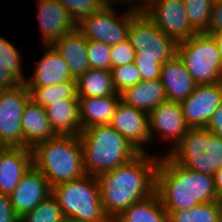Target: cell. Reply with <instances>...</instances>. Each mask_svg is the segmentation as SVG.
Wrapping results in <instances>:
<instances>
[{
    "label": "cell",
    "mask_w": 222,
    "mask_h": 222,
    "mask_svg": "<svg viewBox=\"0 0 222 222\" xmlns=\"http://www.w3.org/2000/svg\"><path fill=\"white\" fill-rule=\"evenodd\" d=\"M87 58L90 68L111 70V46L88 40Z\"/></svg>",
    "instance_id": "836d02e7"
},
{
    "label": "cell",
    "mask_w": 222,
    "mask_h": 222,
    "mask_svg": "<svg viewBox=\"0 0 222 222\" xmlns=\"http://www.w3.org/2000/svg\"><path fill=\"white\" fill-rule=\"evenodd\" d=\"M215 202L217 204L218 211L222 220V195L217 196Z\"/></svg>",
    "instance_id": "b9f144b4"
},
{
    "label": "cell",
    "mask_w": 222,
    "mask_h": 222,
    "mask_svg": "<svg viewBox=\"0 0 222 222\" xmlns=\"http://www.w3.org/2000/svg\"><path fill=\"white\" fill-rule=\"evenodd\" d=\"M110 71L114 88L118 94L141 81L140 72L134 62L112 68Z\"/></svg>",
    "instance_id": "1f68e13d"
},
{
    "label": "cell",
    "mask_w": 222,
    "mask_h": 222,
    "mask_svg": "<svg viewBox=\"0 0 222 222\" xmlns=\"http://www.w3.org/2000/svg\"><path fill=\"white\" fill-rule=\"evenodd\" d=\"M52 194V187L45 176L34 166L24 174L9 195L13 209L21 218Z\"/></svg>",
    "instance_id": "5bb4252c"
},
{
    "label": "cell",
    "mask_w": 222,
    "mask_h": 222,
    "mask_svg": "<svg viewBox=\"0 0 222 222\" xmlns=\"http://www.w3.org/2000/svg\"><path fill=\"white\" fill-rule=\"evenodd\" d=\"M78 97H103L118 95L110 70L89 68L76 79Z\"/></svg>",
    "instance_id": "4316f807"
},
{
    "label": "cell",
    "mask_w": 222,
    "mask_h": 222,
    "mask_svg": "<svg viewBox=\"0 0 222 222\" xmlns=\"http://www.w3.org/2000/svg\"><path fill=\"white\" fill-rule=\"evenodd\" d=\"M137 0H134V2L137 4L136 2ZM157 0H141L138 5H133L132 6V9L134 11H137V12H143L145 9H147L152 3L156 2ZM143 3V4H142ZM146 3V4H145Z\"/></svg>",
    "instance_id": "ab89813d"
},
{
    "label": "cell",
    "mask_w": 222,
    "mask_h": 222,
    "mask_svg": "<svg viewBox=\"0 0 222 222\" xmlns=\"http://www.w3.org/2000/svg\"><path fill=\"white\" fill-rule=\"evenodd\" d=\"M50 127L58 136H79L82 127L78 99H62L45 107Z\"/></svg>",
    "instance_id": "7402d4cb"
},
{
    "label": "cell",
    "mask_w": 222,
    "mask_h": 222,
    "mask_svg": "<svg viewBox=\"0 0 222 222\" xmlns=\"http://www.w3.org/2000/svg\"><path fill=\"white\" fill-rule=\"evenodd\" d=\"M32 165V148L5 147L0 152V194L10 195Z\"/></svg>",
    "instance_id": "e0dca14e"
},
{
    "label": "cell",
    "mask_w": 222,
    "mask_h": 222,
    "mask_svg": "<svg viewBox=\"0 0 222 222\" xmlns=\"http://www.w3.org/2000/svg\"><path fill=\"white\" fill-rule=\"evenodd\" d=\"M63 222H90V221H81L74 218H64Z\"/></svg>",
    "instance_id": "ee69618b"
},
{
    "label": "cell",
    "mask_w": 222,
    "mask_h": 222,
    "mask_svg": "<svg viewBox=\"0 0 222 222\" xmlns=\"http://www.w3.org/2000/svg\"><path fill=\"white\" fill-rule=\"evenodd\" d=\"M112 5L113 3L105 4L99 11L77 23V29L87 40L112 46L128 39L130 23L140 12L130 8L119 17Z\"/></svg>",
    "instance_id": "9c48e42d"
},
{
    "label": "cell",
    "mask_w": 222,
    "mask_h": 222,
    "mask_svg": "<svg viewBox=\"0 0 222 222\" xmlns=\"http://www.w3.org/2000/svg\"><path fill=\"white\" fill-rule=\"evenodd\" d=\"M143 14L177 43L197 34L188 20L183 0H157Z\"/></svg>",
    "instance_id": "8fae6325"
},
{
    "label": "cell",
    "mask_w": 222,
    "mask_h": 222,
    "mask_svg": "<svg viewBox=\"0 0 222 222\" xmlns=\"http://www.w3.org/2000/svg\"><path fill=\"white\" fill-rule=\"evenodd\" d=\"M166 154L187 169L213 176L222 168V137L206 127L189 128Z\"/></svg>",
    "instance_id": "52a82bcc"
},
{
    "label": "cell",
    "mask_w": 222,
    "mask_h": 222,
    "mask_svg": "<svg viewBox=\"0 0 222 222\" xmlns=\"http://www.w3.org/2000/svg\"><path fill=\"white\" fill-rule=\"evenodd\" d=\"M110 125L140 153L146 152L143 145L150 142L147 112L133 108L120 100Z\"/></svg>",
    "instance_id": "4fadbf2b"
},
{
    "label": "cell",
    "mask_w": 222,
    "mask_h": 222,
    "mask_svg": "<svg viewBox=\"0 0 222 222\" xmlns=\"http://www.w3.org/2000/svg\"><path fill=\"white\" fill-rule=\"evenodd\" d=\"M51 46L63 57L75 79L90 68L87 58L88 40L77 28L54 41Z\"/></svg>",
    "instance_id": "ffe728a7"
},
{
    "label": "cell",
    "mask_w": 222,
    "mask_h": 222,
    "mask_svg": "<svg viewBox=\"0 0 222 222\" xmlns=\"http://www.w3.org/2000/svg\"><path fill=\"white\" fill-rule=\"evenodd\" d=\"M213 3L221 2L222 0H211Z\"/></svg>",
    "instance_id": "bcb514c9"
},
{
    "label": "cell",
    "mask_w": 222,
    "mask_h": 222,
    "mask_svg": "<svg viewBox=\"0 0 222 222\" xmlns=\"http://www.w3.org/2000/svg\"><path fill=\"white\" fill-rule=\"evenodd\" d=\"M30 99L24 83L0 90V141L5 147L23 148L21 120Z\"/></svg>",
    "instance_id": "30bf717a"
},
{
    "label": "cell",
    "mask_w": 222,
    "mask_h": 222,
    "mask_svg": "<svg viewBox=\"0 0 222 222\" xmlns=\"http://www.w3.org/2000/svg\"><path fill=\"white\" fill-rule=\"evenodd\" d=\"M128 40L135 50L134 63L144 81L159 79L162 64L177 54L178 43L165 35L143 12L131 21Z\"/></svg>",
    "instance_id": "277c9868"
},
{
    "label": "cell",
    "mask_w": 222,
    "mask_h": 222,
    "mask_svg": "<svg viewBox=\"0 0 222 222\" xmlns=\"http://www.w3.org/2000/svg\"><path fill=\"white\" fill-rule=\"evenodd\" d=\"M221 104L222 81L197 85L194 91L180 102L183 116L190 128L206 127Z\"/></svg>",
    "instance_id": "7c38bea8"
},
{
    "label": "cell",
    "mask_w": 222,
    "mask_h": 222,
    "mask_svg": "<svg viewBox=\"0 0 222 222\" xmlns=\"http://www.w3.org/2000/svg\"><path fill=\"white\" fill-rule=\"evenodd\" d=\"M47 52L38 61L34 75L24 84L31 92L35 87L52 86L66 80H76L68 68L67 63L51 45H45Z\"/></svg>",
    "instance_id": "d6986e66"
},
{
    "label": "cell",
    "mask_w": 222,
    "mask_h": 222,
    "mask_svg": "<svg viewBox=\"0 0 222 222\" xmlns=\"http://www.w3.org/2000/svg\"><path fill=\"white\" fill-rule=\"evenodd\" d=\"M106 1V3H111V2H113L114 4H115V1H116V3L117 2H122V3H124V2H126V3H128L129 4V2H131L130 4H132V2H134V0H105ZM128 1V2H127Z\"/></svg>",
    "instance_id": "7bdbcfd3"
},
{
    "label": "cell",
    "mask_w": 222,
    "mask_h": 222,
    "mask_svg": "<svg viewBox=\"0 0 222 222\" xmlns=\"http://www.w3.org/2000/svg\"><path fill=\"white\" fill-rule=\"evenodd\" d=\"M168 222H222L215 201L201 203L191 209L167 211Z\"/></svg>",
    "instance_id": "f1b7e54d"
},
{
    "label": "cell",
    "mask_w": 222,
    "mask_h": 222,
    "mask_svg": "<svg viewBox=\"0 0 222 222\" xmlns=\"http://www.w3.org/2000/svg\"><path fill=\"white\" fill-rule=\"evenodd\" d=\"M59 204L64 218L90 222H111L105 214L96 177L62 182L52 187L51 194Z\"/></svg>",
    "instance_id": "8992f818"
},
{
    "label": "cell",
    "mask_w": 222,
    "mask_h": 222,
    "mask_svg": "<svg viewBox=\"0 0 222 222\" xmlns=\"http://www.w3.org/2000/svg\"><path fill=\"white\" fill-rule=\"evenodd\" d=\"M23 148H33L37 143L55 138L57 135L50 127L45 108L32 99L26 104L21 120Z\"/></svg>",
    "instance_id": "44dd1931"
},
{
    "label": "cell",
    "mask_w": 222,
    "mask_h": 222,
    "mask_svg": "<svg viewBox=\"0 0 222 222\" xmlns=\"http://www.w3.org/2000/svg\"><path fill=\"white\" fill-rule=\"evenodd\" d=\"M25 81L19 51L8 40L0 37V90L13 88Z\"/></svg>",
    "instance_id": "484cf974"
},
{
    "label": "cell",
    "mask_w": 222,
    "mask_h": 222,
    "mask_svg": "<svg viewBox=\"0 0 222 222\" xmlns=\"http://www.w3.org/2000/svg\"><path fill=\"white\" fill-rule=\"evenodd\" d=\"M177 55L198 85L222 81L219 48L212 35L197 33L179 42Z\"/></svg>",
    "instance_id": "ba28073f"
},
{
    "label": "cell",
    "mask_w": 222,
    "mask_h": 222,
    "mask_svg": "<svg viewBox=\"0 0 222 222\" xmlns=\"http://www.w3.org/2000/svg\"><path fill=\"white\" fill-rule=\"evenodd\" d=\"M63 220L62 210L52 195L20 218V222H63Z\"/></svg>",
    "instance_id": "4dcf8cb0"
},
{
    "label": "cell",
    "mask_w": 222,
    "mask_h": 222,
    "mask_svg": "<svg viewBox=\"0 0 222 222\" xmlns=\"http://www.w3.org/2000/svg\"><path fill=\"white\" fill-rule=\"evenodd\" d=\"M213 177L216 194L217 196L222 195V168L217 170Z\"/></svg>",
    "instance_id": "f35d334b"
},
{
    "label": "cell",
    "mask_w": 222,
    "mask_h": 222,
    "mask_svg": "<svg viewBox=\"0 0 222 222\" xmlns=\"http://www.w3.org/2000/svg\"><path fill=\"white\" fill-rule=\"evenodd\" d=\"M159 79L167 100L174 102L185 100L198 85L177 54L162 64Z\"/></svg>",
    "instance_id": "ac0fdd59"
},
{
    "label": "cell",
    "mask_w": 222,
    "mask_h": 222,
    "mask_svg": "<svg viewBox=\"0 0 222 222\" xmlns=\"http://www.w3.org/2000/svg\"><path fill=\"white\" fill-rule=\"evenodd\" d=\"M31 99L45 108L62 99H78L76 80H66L52 86L35 87Z\"/></svg>",
    "instance_id": "83f0119b"
},
{
    "label": "cell",
    "mask_w": 222,
    "mask_h": 222,
    "mask_svg": "<svg viewBox=\"0 0 222 222\" xmlns=\"http://www.w3.org/2000/svg\"><path fill=\"white\" fill-rule=\"evenodd\" d=\"M136 53L127 39L111 46V69L134 62Z\"/></svg>",
    "instance_id": "e575fe53"
},
{
    "label": "cell",
    "mask_w": 222,
    "mask_h": 222,
    "mask_svg": "<svg viewBox=\"0 0 222 222\" xmlns=\"http://www.w3.org/2000/svg\"><path fill=\"white\" fill-rule=\"evenodd\" d=\"M78 23L83 18L99 11L106 3L105 0H58Z\"/></svg>",
    "instance_id": "d6a6232c"
},
{
    "label": "cell",
    "mask_w": 222,
    "mask_h": 222,
    "mask_svg": "<svg viewBox=\"0 0 222 222\" xmlns=\"http://www.w3.org/2000/svg\"><path fill=\"white\" fill-rule=\"evenodd\" d=\"M222 31V1L213 3L209 29V35Z\"/></svg>",
    "instance_id": "8d00e7d4"
},
{
    "label": "cell",
    "mask_w": 222,
    "mask_h": 222,
    "mask_svg": "<svg viewBox=\"0 0 222 222\" xmlns=\"http://www.w3.org/2000/svg\"><path fill=\"white\" fill-rule=\"evenodd\" d=\"M159 157L139 153L129 162L96 175L102 207L112 222L131 204L155 193Z\"/></svg>",
    "instance_id": "6da1fadb"
},
{
    "label": "cell",
    "mask_w": 222,
    "mask_h": 222,
    "mask_svg": "<svg viewBox=\"0 0 222 222\" xmlns=\"http://www.w3.org/2000/svg\"><path fill=\"white\" fill-rule=\"evenodd\" d=\"M206 128L210 130L214 135L222 137V104L213 113Z\"/></svg>",
    "instance_id": "74e56055"
},
{
    "label": "cell",
    "mask_w": 222,
    "mask_h": 222,
    "mask_svg": "<svg viewBox=\"0 0 222 222\" xmlns=\"http://www.w3.org/2000/svg\"><path fill=\"white\" fill-rule=\"evenodd\" d=\"M33 165L51 187L86 175L79 136H56L33 148Z\"/></svg>",
    "instance_id": "5b68a950"
},
{
    "label": "cell",
    "mask_w": 222,
    "mask_h": 222,
    "mask_svg": "<svg viewBox=\"0 0 222 222\" xmlns=\"http://www.w3.org/2000/svg\"><path fill=\"white\" fill-rule=\"evenodd\" d=\"M121 101L133 108L147 113L155 109L162 102L167 101L164 86L160 79L141 80L120 93Z\"/></svg>",
    "instance_id": "cb8c5ba5"
},
{
    "label": "cell",
    "mask_w": 222,
    "mask_h": 222,
    "mask_svg": "<svg viewBox=\"0 0 222 222\" xmlns=\"http://www.w3.org/2000/svg\"><path fill=\"white\" fill-rule=\"evenodd\" d=\"M37 2L44 46L51 45L77 28V23L58 0H38Z\"/></svg>",
    "instance_id": "2e32d148"
},
{
    "label": "cell",
    "mask_w": 222,
    "mask_h": 222,
    "mask_svg": "<svg viewBox=\"0 0 222 222\" xmlns=\"http://www.w3.org/2000/svg\"><path fill=\"white\" fill-rule=\"evenodd\" d=\"M188 20L197 33L209 29L213 2L211 0H183Z\"/></svg>",
    "instance_id": "f546056e"
},
{
    "label": "cell",
    "mask_w": 222,
    "mask_h": 222,
    "mask_svg": "<svg viewBox=\"0 0 222 222\" xmlns=\"http://www.w3.org/2000/svg\"><path fill=\"white\" fill-rule=\"evenodd\" d=\"M120 100V94L103 97H78L82 130L95 125L110 124Z\"/></svg>",
    "instance_id": "603a6c76"
},
{
    "label": "cell",
    "mask_w": 222,
    "mask_h": 222,
    "mask_svg": "<svg viewBox=\"0 0 222 222\" xmlns=\"http://www.w3.org/2000/svg\"><path fill=\"white\" fill-rule=\"evenodd\" d=\"M112 222H168V214L158 194L131 204Z\"/></svg>",
    "instance_id": "d4e9b609"
},
{
    "label": "cell",
    "mask_w": 222,
    "mask_h": 222,
    "mask_svg": "<svg viewBox=\"0 0 222 222\" xmlns=\"http://www.w3.org/2000/svg\"><path fill=\"white\" fill-rule=\"evenodd\" d=\"M150 141L153 132L160 133V136L173 140L174 146L182 139L190 128L183 116L180 102L165 101L148 113Z\"/></svg>",
    "instance_id": "9a60e30c"
},
{
    "label": "cell",
    "mask_w": 222,
    "mask_h": 222,
    "mask_svg": "<svg viewBox=\"0 0 222 222\" xmlns=\"http://www.w3.org/2000/svg\"><path fill=\"white\" fill-rule=\"evenodd\" d=\"M5 148V146L2 144V142L0 141V152Z\"/></svg>",
    "instance_id": "f6af8a7d"
},
{
    "label": "cell",
    "mask_w": 222,
    "mask_h": 222,
    "mask_svg": "<svg viewBox=\"0 0 222 222\" xmlns=\"http://www.w3.org/2000/svg\"><path fill=\"white\" fill-rule=\"evenodd\" d=\"M160 157L155 192L166 211L186 210L216 201L213 176L187 169L167 154Z\"/></svg>",
    "instance_id": "7a4b0ae2"
},
{
    "label": "cell",
    "mask_w": 222,
    "mask_h": 222,
    "mask_svg": "<svg viewBox=\"0 0 222 222\" xmlns=\"http://www.w3.org/2000/svg\"><path fill=\"white\" fill-rule=\"evenodd\" d=\"M212 36L217 42L218 48H219V54L222 62V31L213 33Z\"/></svg>",
    "instance_id": "60d3db41"
},
{
    "label": "cell",
    "mask_w": 222,
    "mask_h": 222,
    "mask_svg": "<svg viewBox=\"0 0 222 222\" xmlns=\"http://www.w3.org/2000/svg\"><path fill=\"white\" fill-rule=\"evenodd\" d=\"M79 138L84 170L94 177L114 170L140 153L110 124L88 127Z\"/></svg>",
    "instance_id": "3957f363"
},
{
    "label": "cell",
    "mask_w": 222,
    "mask_h": 222,
    "mask_svg": "<svg viewBox=\"0 0 222 222\" xmlns=\"http://www.w3.org/2000/svg\"><path fill=\"white\" fill-rule=\"evenodd\" d=\"M0 222H20L11 204L9 195L0 194Z\"/></svg>",
    "instance_id": "d590c367"
}]
</instances>
